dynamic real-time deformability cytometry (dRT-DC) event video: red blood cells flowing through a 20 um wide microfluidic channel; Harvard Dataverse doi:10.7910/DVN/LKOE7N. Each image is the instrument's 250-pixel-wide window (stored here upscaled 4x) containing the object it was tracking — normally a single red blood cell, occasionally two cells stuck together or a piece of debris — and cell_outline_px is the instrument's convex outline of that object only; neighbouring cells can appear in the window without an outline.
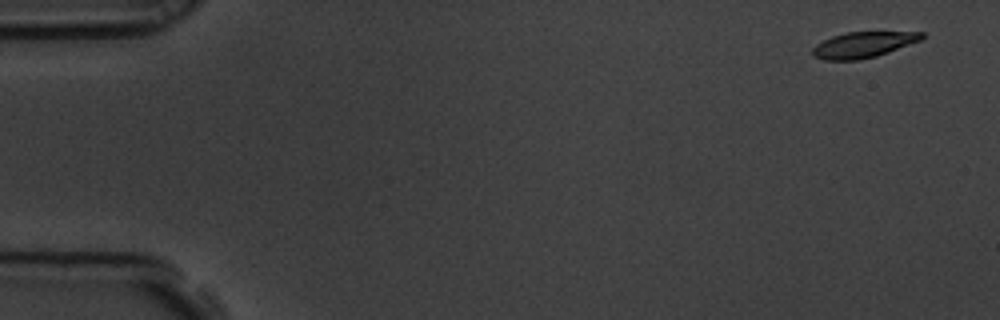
{"species": "common noctule bat (a hibernating species)", "species_latin": "Nyctalus noctula", "temperature_condition": "room temperature", "stored_images_in_passage": 5, "camera_frame_rate_fps": 3000, "um_per_image_px": 0.085, "animal": {"sex": "male", "body_mass_g": 19.5, "forearm_length_mm": 54.6}, "frame": {"image": 1, "passage_image": 1, "time_ms": 0.0, "image_size_px": [1000, 320], "cell_outline_px": [[924, 36], [920, 40], [888, 52], [876, 56], [856, 60], [824, 60], [812, 56], [812, 48], [816, 44], [832, 36], [848, 32], [924, 32]], "centroid_in_image_um": [73.33, 3.81], "position_along_channel_um": 11.7, "area_um2": 16.24}}
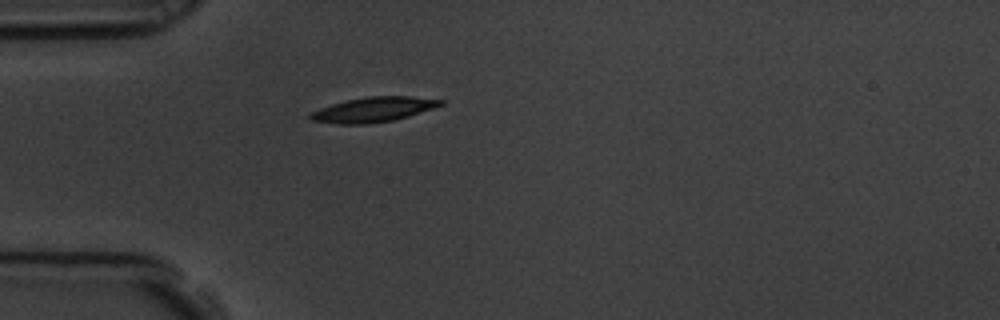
{"frame": {"image": 2, "passage_image": 5, "time_ms": 1.333, "image_size_px": [1000, 320], "cell_outline_px": [[444, 104], [396, 120], [364, 124], [336, 124], [312, 120], [308, 116], [312, 112], [320, 108], [344, 100], [368, 96], [412, 96], [444, 100]], "centroid_in_image_um": [31.73, 9.31], "position_along_channel_um": 53.3, "area_um2": 18.84}}